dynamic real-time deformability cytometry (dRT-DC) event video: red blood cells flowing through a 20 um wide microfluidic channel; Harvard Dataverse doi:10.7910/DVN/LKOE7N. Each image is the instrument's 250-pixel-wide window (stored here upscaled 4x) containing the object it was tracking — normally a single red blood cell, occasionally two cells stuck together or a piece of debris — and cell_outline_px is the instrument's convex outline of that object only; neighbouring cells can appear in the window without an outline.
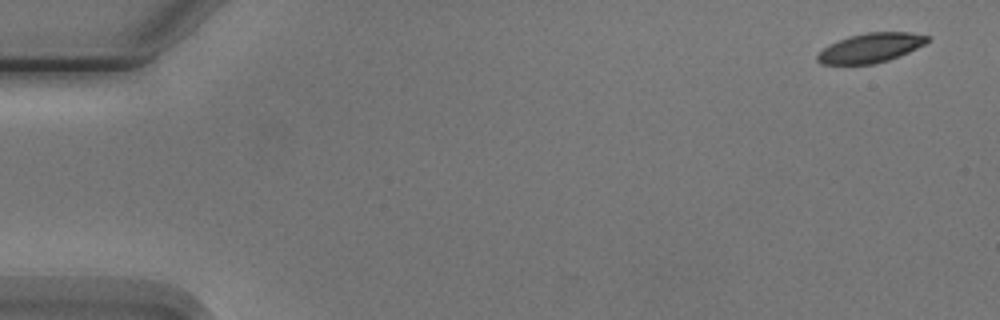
{"species": "Egyptian fruit bat (a non-hibernating species)", "species_latin": "Rousettus aegyptiacus", "temperature_condition": "cold", "stored_images_in_passage": 4, "camera_frame_rate_fps": 3000, "um_per_image_px": 0.085, "animal": {"sex": "male"}, "frame": {"image": 1, "passage_image": 1, "time_ms": 0.0, "image_size_px": [1000, 320], "cell_outline_px": [[928, 40], [924, 44], [908, 52], [888, 60], [876, 64], [820, 64], [816, 60], [816, 56], [824, 48], [848, 36], [868, 32], [912, 32], [928, 36]], "centroid_in_image_um": [73.99, 4.07], "position_along_channel_um": 11.0, "area_um2": 18.61}}
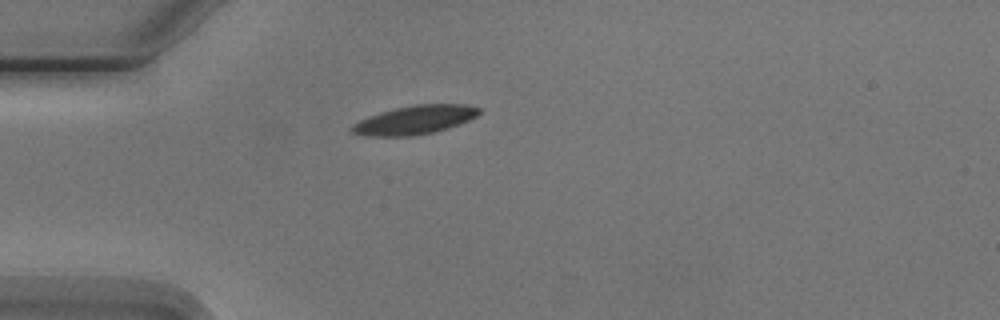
{"frame": {"image": 2, "passage_image": 4, "time_ms": 4.333, "image_size_px": [1000, 320], "cell_outline_px": [[480, 112], [476, 116], [468, 120], [448, 128], [432, 132], [412, 136], [364, 136], [352, 132], [348, 128], [352, 124], [368, 116], [380, 112], [396, 108], [416, 104], [464, 104], [480, 108]], "centroid_in_image_um": [35.21, 10.19], "position_along_channel_um": 49.8, "area_um2": 21.21}}